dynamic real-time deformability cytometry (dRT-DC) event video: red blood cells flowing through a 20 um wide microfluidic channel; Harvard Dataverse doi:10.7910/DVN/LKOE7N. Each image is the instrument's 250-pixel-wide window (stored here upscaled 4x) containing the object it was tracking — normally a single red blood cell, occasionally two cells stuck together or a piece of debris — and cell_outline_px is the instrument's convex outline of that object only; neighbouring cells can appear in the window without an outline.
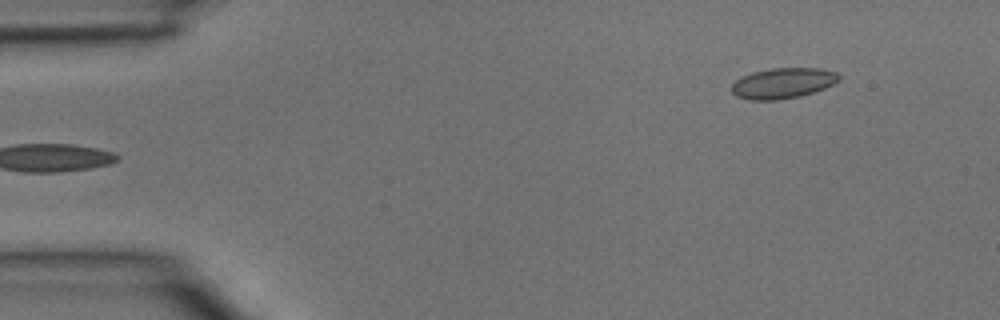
{"species": "common noctule bat (a hibernating species)", "species_latin": "Nyctalus noctula", "temperature_condition": "room temperature", "stored_images_in_passage": 2, "camera_frame_rate_fps": 3000, "um_per_image_px": 0.085, "animal": {"sex": "male", "body_mass_g": 15.6}, "frame": {"image": 1, "passage_image": 2, "time_ms": 0.333, "image_size_px": [1000, 320], "cell_outline_px": [[840, 80], [824, 88], [800, 96], [776, 100], [748, 100], [736, 96], [732, 92], [732, 84], [740, 76], [752, 72], [772, 68], [820, 68], [836, 72], [840, 76]], "centroid_in_image_um": [66.52, 7.06], "position_along_channel_um": 18.5, "area_um2": 19.13}}